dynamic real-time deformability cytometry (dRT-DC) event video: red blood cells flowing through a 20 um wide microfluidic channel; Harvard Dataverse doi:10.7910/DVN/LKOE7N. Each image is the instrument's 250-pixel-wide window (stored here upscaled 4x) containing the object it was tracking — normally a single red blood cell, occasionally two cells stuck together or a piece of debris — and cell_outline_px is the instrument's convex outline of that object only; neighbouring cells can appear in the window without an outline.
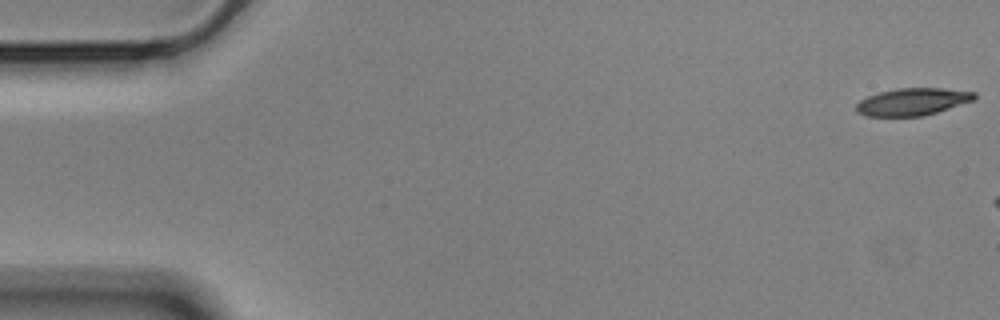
{"species": "Egyptian fruit bat (a non-hibernating species)", "species_latin": "Rousettus aegyptiacus", "temperature_condition": "cold", "stored_images_in_passage": 8, "camera_frame_rate_fps": 3000, "um_per_image_px": 0.085, "animal": {"sex": "male"}, "frame": {"image": 1, "passage_image": 1, "time_ms": 0.0, "image_size_px": [1000, 320], "cell_outline_px": [[976, 100], [924, 116], [864, 116], [856, 112], [856, 104], [860, 100], [868, 96], [880, 92], [896, 88], [944, 88], [976, 92]], "centroid_in_image_um": [77.58, 8.65], "position_along_channel_um": 7.4, "area_um2": 18.96}}